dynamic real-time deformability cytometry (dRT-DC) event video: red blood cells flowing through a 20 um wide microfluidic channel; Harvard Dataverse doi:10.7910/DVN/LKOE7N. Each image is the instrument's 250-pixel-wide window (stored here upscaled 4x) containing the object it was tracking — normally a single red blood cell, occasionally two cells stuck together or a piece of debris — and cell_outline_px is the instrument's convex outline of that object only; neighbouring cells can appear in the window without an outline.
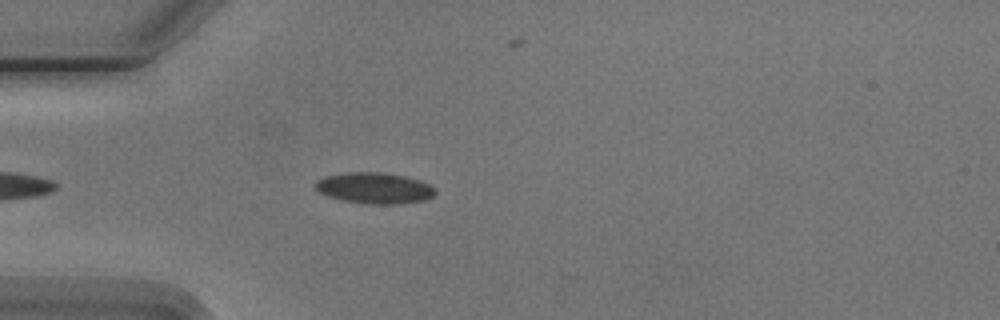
{"species": "Egyptian fruit bat (a non-hibernating species)", "species_latin": "Rousettus aegyptiacus", "temperature_condition": "cold", "stored_images_in_passage": 4, "camera_frame_rate_fps": 3000, "um_per_image_px": 0.085, "animal": {"sex": "male"}, "frame": {"image": 1, "passage_image": 3, "time_ms": 3.333, "image_size_px": [1000, 320], "cell_outline_px": [[436, 192], [432, 196], [424, 200], [400, 204], [364, 204], [340, 200], [316, 192], [312, 184], [316, 180], [324, 176], [348, 172], [380, 172], [404, 176], [420, 180], [436, 188]], "centroid_in_image_um": [31.76, 15.99], "position_along_channel_um": 53.2, "area_um2": 22.08}}